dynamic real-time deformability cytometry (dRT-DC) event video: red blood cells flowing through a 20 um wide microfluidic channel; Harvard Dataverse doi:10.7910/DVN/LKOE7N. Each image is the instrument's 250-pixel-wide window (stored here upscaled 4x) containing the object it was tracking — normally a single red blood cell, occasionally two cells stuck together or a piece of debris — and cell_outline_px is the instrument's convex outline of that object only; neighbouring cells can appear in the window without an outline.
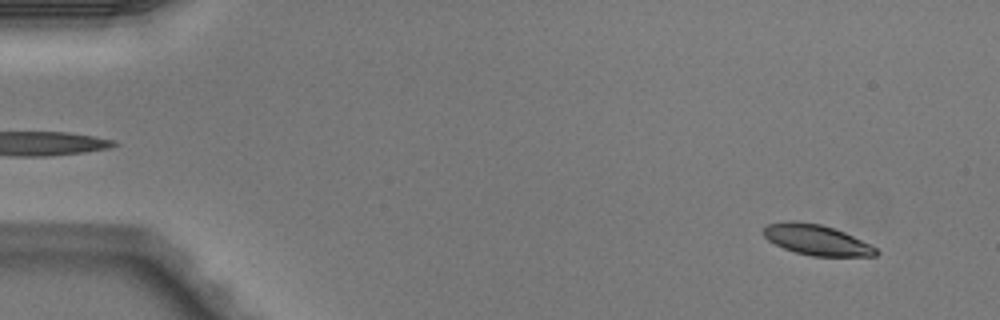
{"species": "Egyptian fruit bat (a non-hibernating species)", "species_latin": "Rousettus aegyptiacus", "temperature_condition": "warm", "stored_images_in_passage": 4, "camera_frame_rate_fps": 3000, "um_per_image_px": 0.085, "animal": {"sex": "male"}, "frame": {"image": 1, "passage_image": 4, "time_ms": 1.0, "image_size_px": [1000, 320], "cell_outline_px": [[880, 252], [876, 256], [812, 256], [796, 252], [784, 248], [768, 240], [764, 236], [764, 228], [768, 224], [788, 220], [796, 220], [820, 224], [844, 232], [876, 248]], "centroid_in_image_um": [69.39, 20.38], "position_along_channel_um": 15.6, "area_um2": 19.77}}